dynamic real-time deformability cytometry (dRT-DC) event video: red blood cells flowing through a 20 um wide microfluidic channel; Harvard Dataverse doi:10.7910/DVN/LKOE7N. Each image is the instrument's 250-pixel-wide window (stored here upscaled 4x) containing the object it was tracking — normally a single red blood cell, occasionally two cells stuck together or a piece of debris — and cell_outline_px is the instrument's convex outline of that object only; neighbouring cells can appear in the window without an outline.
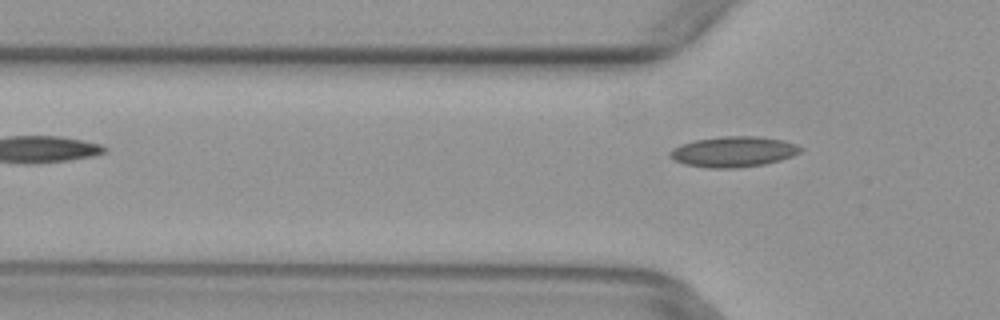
{"species": "common noctule bat (a hibernating species)", "species_latin": "Nyctalus noctula", "temperature_condition": "warm", "stored_images_in_passage": 5, "camera_frame_rate_fps": 3000, "um_per_image_px": 0.085, "animal": {"sex": "female", "body_mass_g": 29.2, "forearm_length_mm": 56.3}, "frame": {"image": 1, "passage_image": 5, "time_ms": 1.333, "image_size_px": [1000, 320], "cell_outline_px": [[804, 148], [800, 152], [792, 156], [780, 160], [764, 164], [736, 168], [708, 168], [684, 164], [668, 156], [668, 152], [672, 148], [680, 144], [696, 140], [724, 136], [756, 136], [784, 140], [796, 144]], "centroid_in_image_um": [62.34, 12.89], "position_along_channel_um": 63.5, "area_um2": 23.29}}